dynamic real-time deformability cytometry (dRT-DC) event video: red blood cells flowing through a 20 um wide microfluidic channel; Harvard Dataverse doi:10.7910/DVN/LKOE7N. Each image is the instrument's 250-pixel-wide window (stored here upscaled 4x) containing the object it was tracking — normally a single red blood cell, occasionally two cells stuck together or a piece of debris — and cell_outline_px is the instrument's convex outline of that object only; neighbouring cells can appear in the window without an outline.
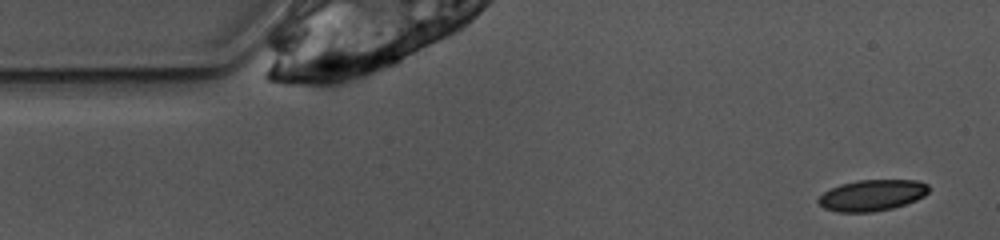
{"species": "common noctule bat (a hibernating species)", "species_latin": "Nyctalus noctula", "temperature_condition": "warm", "stored_images_in_passage": 3, "camera_frame_rate_fps": 3000, "um_per_image_px": 0.085, "animal": {"sex": "female", "body_mass_g": 10.0, "forearm_length_mm": 53.1}, "frame": {"image": 1, "passage_image": 1, "time_ms": 0.0, "image_size_px": [1000, 240], "cell_outline_px": [[928, 192], [924, 196], [916, 200], [892, 208], [872, 212], [840, 212], [824, 208], [816, 200], [824, 192], [840, 184], [856, 180], [916, 180], [928, 184]], "centroid_in_image_um": [74.12, 16.59], "position_along_channel_um": 10.9, "area_um2": 19.94}}